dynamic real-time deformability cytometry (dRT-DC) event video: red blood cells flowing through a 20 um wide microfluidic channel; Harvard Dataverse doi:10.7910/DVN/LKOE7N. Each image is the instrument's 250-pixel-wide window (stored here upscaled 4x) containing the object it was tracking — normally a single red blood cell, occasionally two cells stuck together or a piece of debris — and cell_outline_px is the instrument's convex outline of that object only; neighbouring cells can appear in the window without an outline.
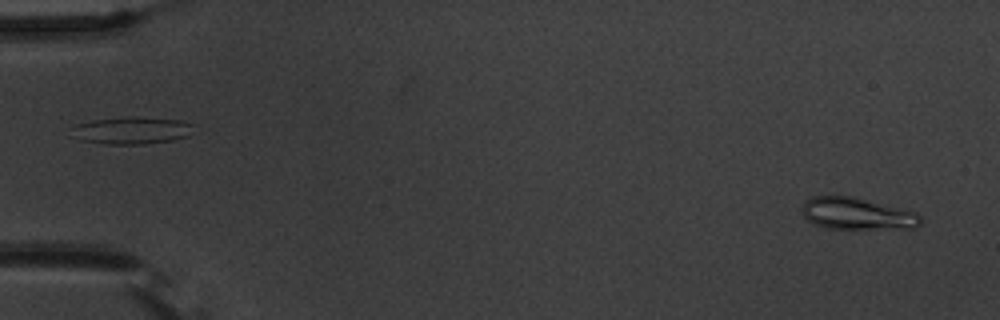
{"species": "common noctule bat (a hibernating species)", "species_latin": "Nyctalus noctula", "temperature_condition": "warm", "stored_images_in_passage": 54, "camera_frame_rate_fps": 3000, "um_per_image_px": 0.085, "animal": {"sex": "male", "body_mass_g": 20.1, "forearm_length_mm": 53.5}, "frame": {"image": 1, "passage_image": 2, "time_ms": 0.333, "image_size_px": [1000, 320], "cell_outline_px": [[924, 220], [916, 228], [824, 228], [808, 220], [804, 216], [804, 200], [812, 196], [852, 196], [916, 212]], "centroid_in_image_um": [72.87, 18.16], "position_along_channel_um": 12.1, "area_um2": 21.79}}
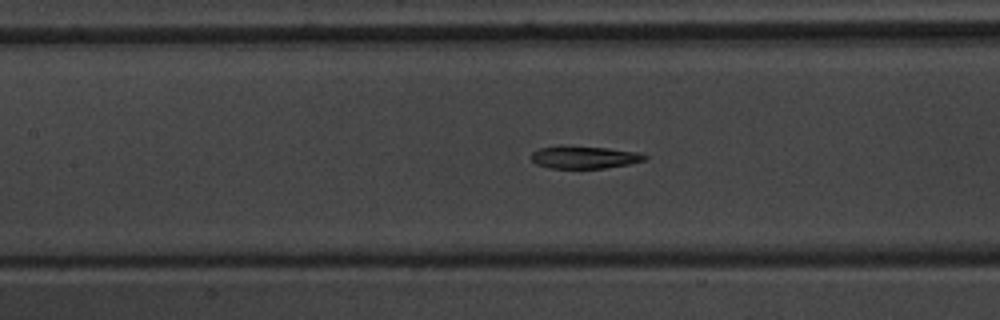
{"frame": {"image": 2, "passage_image": 25, "time_ms": 8.0, "image_size_px": [1000, 320], "cell_outline_px": [[648, 156], [644, 160], [628, 164], [604, 168], [552, 168], [536, 164], [532, 160], [532, 152], [540, 148], [560, 144], [608, 148], [640, 152]], "centroid_in_image_um": [49.65, 13.34], "position_along_channel_um": 157.8, "area_um2": 15.09}}
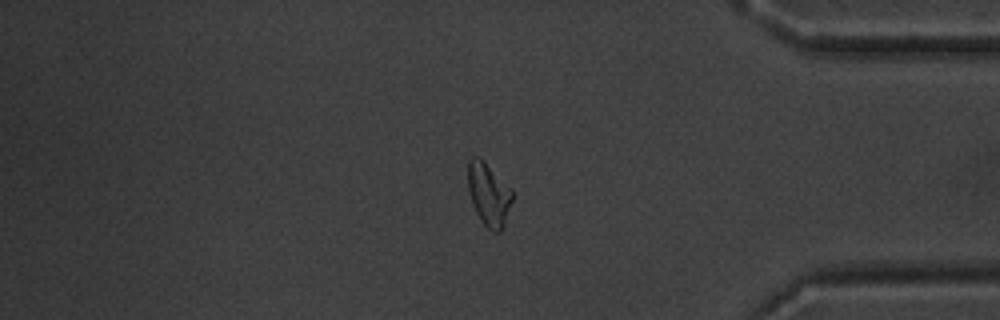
{"frame": {"image": 3, "passage_image": 46, "time_ms": 15.0, "image_size_px": [1000, 320], "cell_outline_px": [[512, 200], [504, 224], [500, 232], [492, 232], [480, 220], [472, 204], [468, 192], [468, 160], [472, 156], [480, 156], [512, 188]], "centroid_in_image_um": [41.52, 16.48], "position_along_channel_um": 393.7, "area_um2": 16.47}, "authors_computed_cell_mechanics": {"area_um2": 16.4152, "velocity_mm_per_s": 3.6853, "shape_relaxation_time_tau1_ms": 7.2011, "shape_relaxation_time_tau2_ms": 2.4316, "deformation_change_tau1": 0.2192, "deformation_change_tau2": 0.0937}}